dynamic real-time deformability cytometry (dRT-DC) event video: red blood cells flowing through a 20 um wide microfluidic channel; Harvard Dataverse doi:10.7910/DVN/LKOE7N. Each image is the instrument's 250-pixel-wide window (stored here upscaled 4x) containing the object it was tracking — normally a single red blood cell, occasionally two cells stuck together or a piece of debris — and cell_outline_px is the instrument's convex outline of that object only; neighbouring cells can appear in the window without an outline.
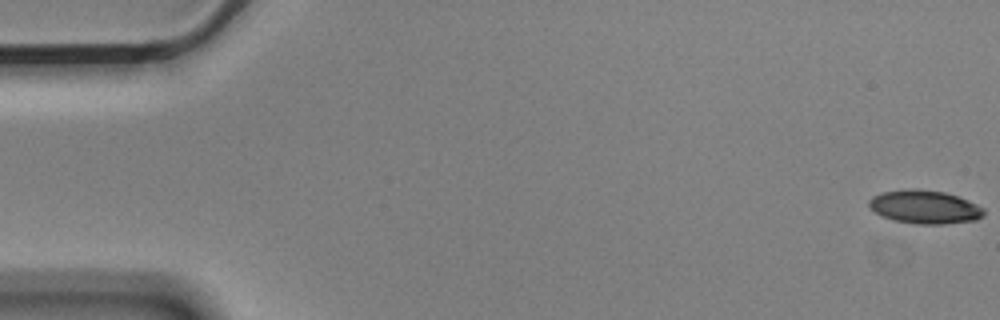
{"species": "Egyptian fruit bat (a non-hibernating species)", "species_latin": "Rousettus aegyptiacus", "temperature_condition": "cold", "stored_images_in_passage": 57, "camera_frame_rate_fps": 3000, "um_per_image_px": 0.085, "animal": {"sex": "male"}, "frame": {"image": 1, "passage_image": 1, "time_ms": 0.0, "image_size_px": [1000, 320], "cell_outline_px": [[984, 216], [976, 220], [944, 224], [916, 224], [892, 220], [876, 212], [868, 204], [868, 200], [872, 196], [884, 192], [912, 188], [916, 188], [944, 192], [968, 200], [984, 208]], "centroid_in_image_um": [78.62, 17.59], "position_along_channel_um": 6.4, "area_um2": 22.31}}
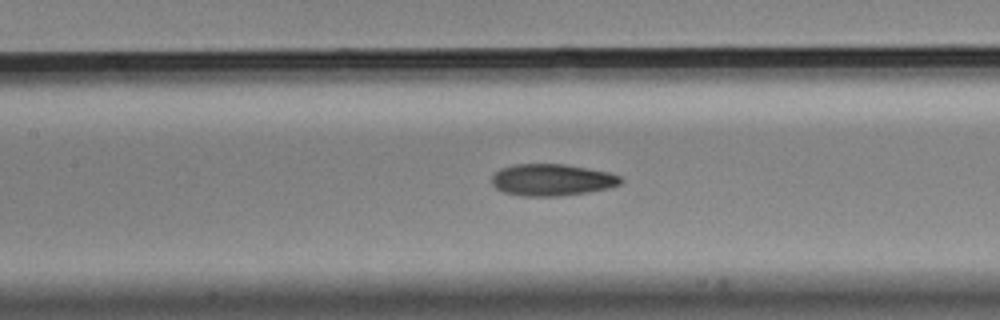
{"frame": {"image": 2, "passage_image": 26, "time_ms": 8.333, "image_size_px": [1000, 320], "cell_outline_px": [[624, 180], [620, 184], [608, 188], [588, 192], [556, 196], [520, 196], [504, 192], [496, 188], [492, 184], [492, 176], [500, 168], [512, 164], [564, 164], [588, 168], [608, 172], [620, 176]], "centroid_in_image_um": [46.9, 15.28], "position_along_channel_um": 160.5, "area_um2": 23.93}}
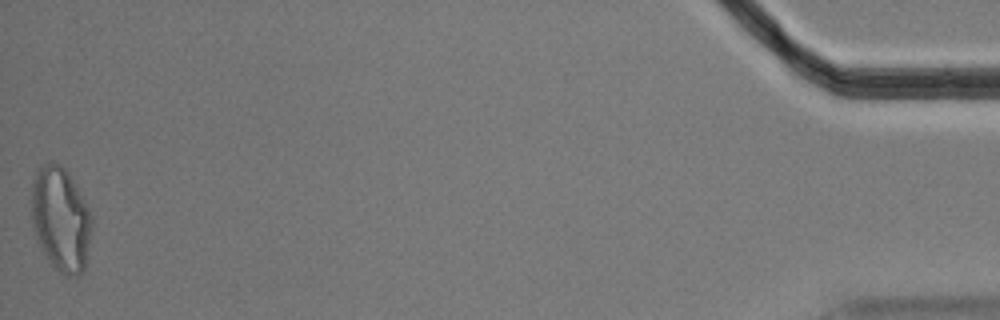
{"frame": {"image": 3, "passage_image": 57, "time_ms": 18.667, "image_size_px": [1000, 320], "cell_outline_px": [[92, 228], [84, 268], [76, 276], [64, 276], [48, 264], [40, 248], [32, 228], [32, 184], [36, 168], [40, 164], [48, 160], [52, 160], [60, 164], [68, 172], [84, 200], [92, 216]], "centroid_in_image_um": [5.13, 18.62], "position_along_channel_um": 430.1, "area_um2": 37.28}, "authors_computed_cell_mechanics": {"area_um2": 23.8714, "velocity_mm_per_s": 3.5416, "shape_relaxation_time_tau1_ms": 8.1548, "shape_relaxation_time_tau2_ms": 2.2131, "deformation_change_tau1": 0.2075, "deformation_change_tau2": 0.0863}}